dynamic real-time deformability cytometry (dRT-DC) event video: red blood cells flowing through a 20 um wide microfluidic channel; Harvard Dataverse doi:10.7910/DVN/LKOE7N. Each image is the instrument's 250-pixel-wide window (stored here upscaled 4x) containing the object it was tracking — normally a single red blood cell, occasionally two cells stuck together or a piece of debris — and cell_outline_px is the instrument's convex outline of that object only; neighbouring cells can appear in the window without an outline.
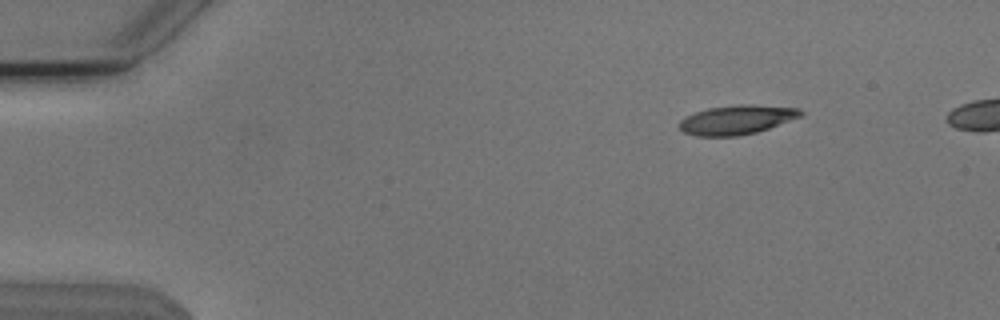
{"species": "Egyptian fruit bat (a non-hibernating species)", "species_latin": "Rousettus aegyptiacus", "temperature_condition": "cold", "stored_images_in_passage": 39, "camera_frame_rate_fps": 3000, "um_per_image_px": 0.085, "animal": {"sex": "male"}, "frame": {"image": 1, "passage_image": 1, "time_ms": 0.0, "image_size_px": [1000, 320], "cell_outline_px": [[804, 116], [756, 132], [736, 136], [696, 136], [684, 132], [676, 124], [684, 116], [708, 108], [740, 104], [748, 104], [800, 108], [804, 112]], "centroid_in_image_um": [62.62, 10.17], "position_along_channel_um": 22.4, "area_um2": 20.81}}
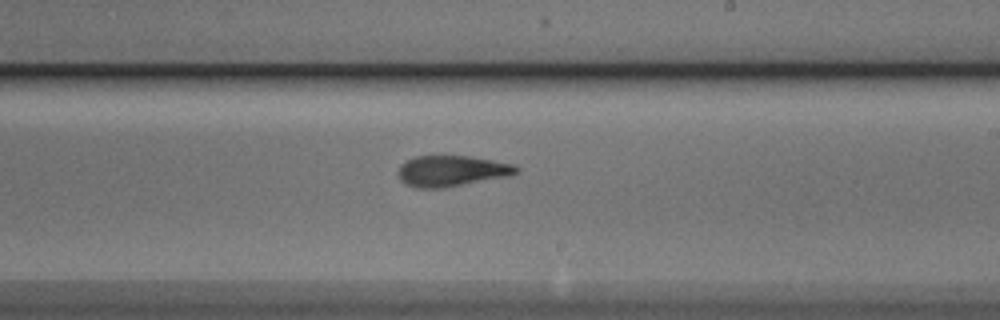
{"frame": {"image": 2, "passage_image": 26, "time_ms": 8.333, "image_size_px": [1000, 320], "cell_outline_px": [[520, 168], [516, 172], [504, 176], [440, 188], [416, 188], [404, 184], [400, 180], [396, 172], [400, 164], [416, 156], [468, 156], [492, 160], [512, 164]], "centroid_in_image_um": [38.28, 14.52], "position_along_channel_um": 250.7, "area_um2": 20.87}}
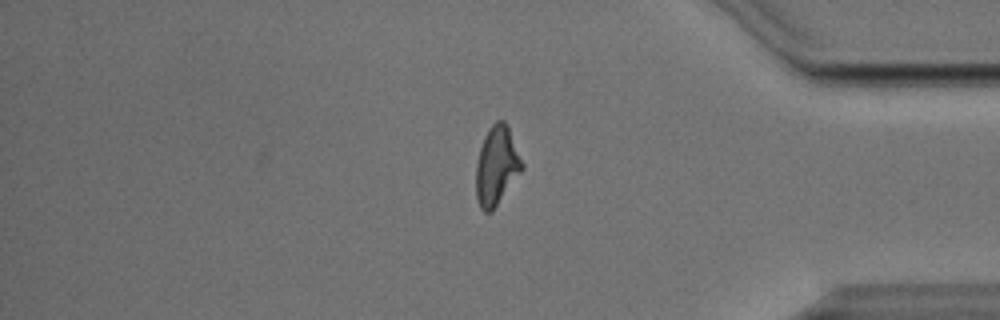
{"frame": {"image": 3, "passage_image": 39, "time_ms": 12.667, "image_size_px": [1000, 320], "cell_outline_px": [[524, 168], [492, 212], [484, 212], [480, 208], [476, 196], [476, 164], [480, 148], [484, 136], [488, 128], [496, 120], [504, 120], [508, 124], [524, 164]], "centroid_in_image_um": [42.22, 14.07], "position_along_channel_um": 393.0, "area_um2": 21.39}, "authors_computed_cell_mechanics": {"area_um2": 20.9236, "velocity_mm_per_s": 3.8138, "shape_relaxation_time_tau1_ms": 9.0401, "shape_relaxation_time_tau2_ms": 2.1273, "deformation_change_tau1": 0.2451, "deformation_change_tau2": 0.1167}}